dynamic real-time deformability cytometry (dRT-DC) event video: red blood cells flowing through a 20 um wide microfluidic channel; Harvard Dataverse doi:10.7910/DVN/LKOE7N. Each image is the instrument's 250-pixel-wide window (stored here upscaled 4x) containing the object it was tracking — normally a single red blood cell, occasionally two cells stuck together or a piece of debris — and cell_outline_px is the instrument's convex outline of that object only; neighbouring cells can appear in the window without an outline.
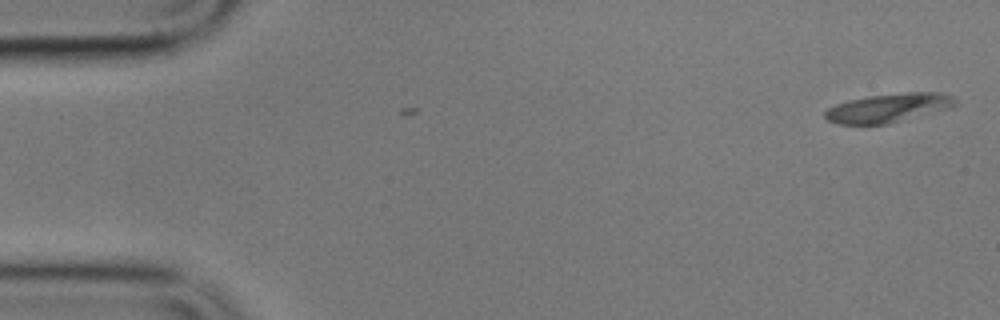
{"species": "common noctule bat (a hibernating species)", "species_latin": "Nyctalus noctula", "temperature_condition": "cold", "stored_images_in_passage": 3, "camera_frame_rate_fps": 3000, "um_per_image_px": 0.085, "animal": {"sex": "male", "body_mass_g": 17.9}, "frame": {"image": 1, "passage_image": 3, "time_ms": 2.0, "image_size_px": [1000, 320], "cell_outline_px": [[956, 104], [948, 108], [888, 124], [836, 124], [828, 120], [824, 116], [824, 112], [828, 108], [836, 104], [848, 100], [868, 96], [908, 92], [940, 92], [952, 96], [956, 100]], "centroid_in_image_um": [75.48, 9.17], "position_along_channel_um": 9.5, "area_um2": 21.73}}